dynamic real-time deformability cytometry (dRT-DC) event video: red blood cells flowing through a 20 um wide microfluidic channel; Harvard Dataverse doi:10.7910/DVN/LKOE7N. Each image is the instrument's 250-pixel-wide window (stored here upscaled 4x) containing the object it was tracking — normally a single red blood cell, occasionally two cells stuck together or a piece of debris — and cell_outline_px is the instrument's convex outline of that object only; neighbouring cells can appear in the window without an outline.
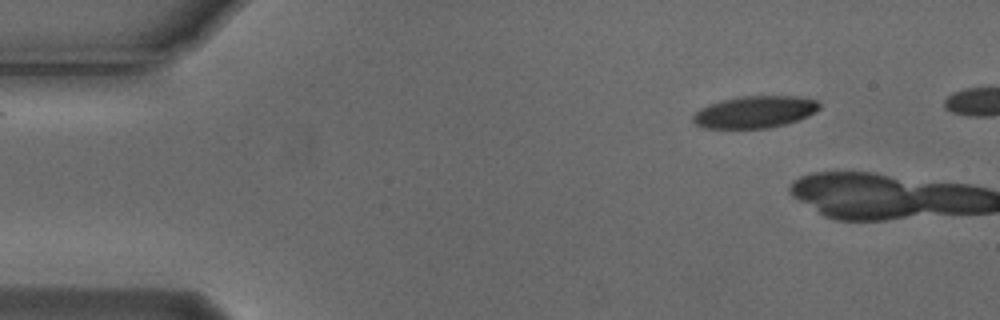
{"species": "Egyptian fruit bat (a non-hibernating species)", "species_latin": "Rousettus aegyptiacus", "temperature_condition": "cold", "stored_images_in_passage": 3, "camera_frame_rate_fps": 3000, "um_per_image_px": 0.085, "animal": {"sex": "male"}, "frame": {"image": 1, "passage_image": 1, "time_ms": 0.0, "image_size_px": [1000, 320], "cell_outline_px": [[820, 108], [808, 116], [784, 124], [768, 128], [704, 128], [696, 124], [692, 120], [692, 116], [700, 108], [708, 104], [724, 100], [744, 96], [796, 96], [816, 100], [820, 104]], "centroid_in_image_um": [64.14, 9.52], "position_along_channel_um": 20.9, "area_um2": 23.35}}